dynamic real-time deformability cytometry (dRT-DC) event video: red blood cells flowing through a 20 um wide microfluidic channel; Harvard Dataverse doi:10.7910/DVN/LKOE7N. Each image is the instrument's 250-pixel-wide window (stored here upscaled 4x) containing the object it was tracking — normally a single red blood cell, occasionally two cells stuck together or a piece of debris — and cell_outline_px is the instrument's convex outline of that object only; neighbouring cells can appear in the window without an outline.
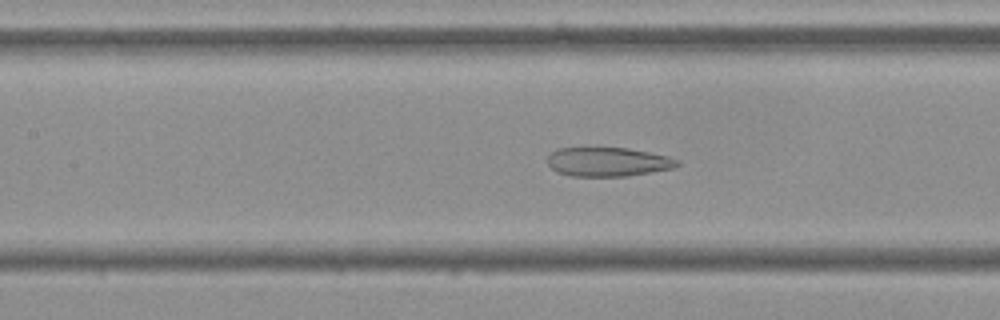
{"species": "Egyptian fruit bat (a non-hibernating species)", "species_latin": "Rousettus aegyptiacus", "temperature_condition": "cold", "stored_images_in_passage": 56, "camera_frame_rate_fps": 3000, "um_per_image_px": 0.085, "frame": {"image": 1, "passage_image": 25, "time_ms": 8.0, "image_size_px": [1000, 320], "cell_outline_px": [[680, 164], [676, 168], [628, 176], [568, 176], [556, 172], [548, 164], [548, 156], [552, 152], [560, 148], [628, 148], [668, 156], [680, 160]], "centroid_in_image_um": [51.71, 13.77], "position_along_channel_um": 155.7, "area_um2": 22.08}}
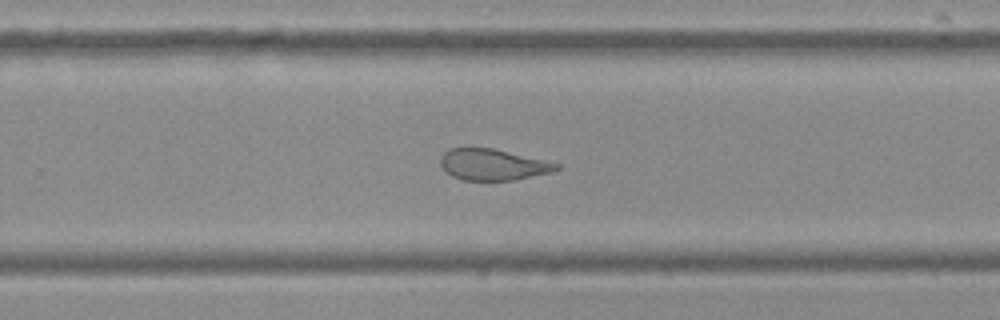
{"frame": {"image": 2, "passage_image": 36, "time_ms": 11.667, "image_size_px": [1000, 320], "cell_outline_px": [[560, 168], [552, 172], [516, 180], [464, 180], [452, 176], [440, 164], [440, 156], [448, 148], [492, 148], [544, 160], [560, 164]], "centroid_in_image_um": [41.89, 13.99], "position_along_channel_um": 287.9, "area_um2": 20.98}}
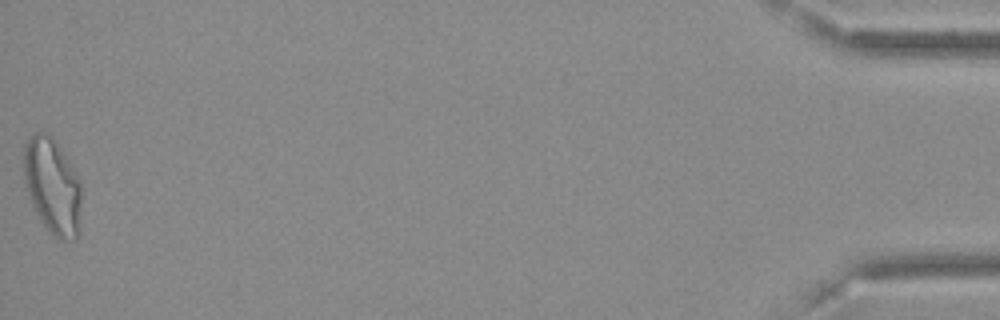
{"frame": {"image": 3, "passage_image": 56, "time_ms": 18.333, "image_size_px": [1000, 320], "cell_outline_px": [[80, 232], [76, 240], [60, 240], [40, 220], [32, 204], [24, 180], [24, 144], [36, 132], [48, 132], [56, 140], [80, 180]], "centroid_in_image_um": [4.47, 15.81], "position_along_channel_um": 430.7, "area_um2": 32.14}, "authors_computed_cell_mechanics": {"area_um2": 26.7036, "velocity_mm_per_s": 3.6156, "shape_relaxation_time_tau1_ms": null, "shape_relaxation_time_tau2_ms": 2.9282, "deformation_change_tau1": null, "deformation_change_tau2": 0.1139}}